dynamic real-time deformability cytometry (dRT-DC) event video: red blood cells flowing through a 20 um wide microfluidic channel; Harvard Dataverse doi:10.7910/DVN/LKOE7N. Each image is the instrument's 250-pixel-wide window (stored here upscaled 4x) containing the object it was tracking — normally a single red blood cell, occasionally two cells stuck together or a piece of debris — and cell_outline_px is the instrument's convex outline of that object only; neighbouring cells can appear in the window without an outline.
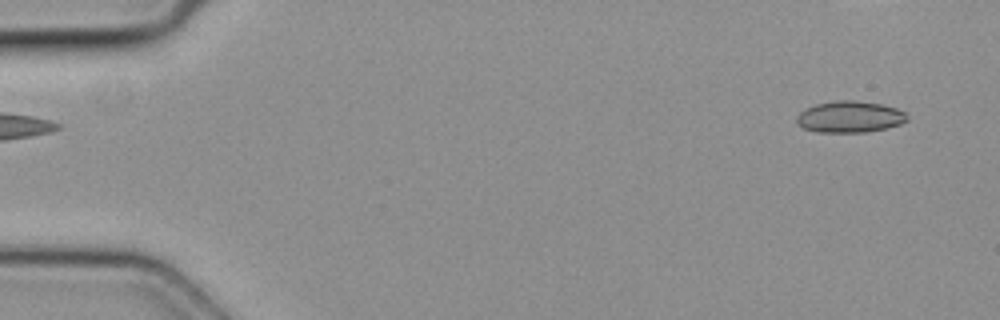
{"species": "common noctule bat (a hibernating species)", "species_latin": "Nyctalus noctula", "temperature_condition": "cold", "stored_images_in_passage": 4, "camera_frame_rate_fps": 3000, "um_per_image_px": 0.085, "animal": {"sex": "female", "body_mass_g": 19.3, "forearm_length_mm": 54.1}, "frame": {"image": 1, "passage_image": 4, "time_ms": 1.0, "image_size_px": [1000, 320], "cell_outline_px": [[908, 120], [900, 124], [888, 128], [864, 132], [816, 132], [804, 128], [796, 120], [796, 116], [800, 112], [816, 104], [836, 100], [856, 100], [880, 104], [896, 108], [904, 112], [908, 116]], "centroid_in_image_um": [72.25, 9.93], "position_along_channel_um": 12.7, "area_um2": 20.17}}